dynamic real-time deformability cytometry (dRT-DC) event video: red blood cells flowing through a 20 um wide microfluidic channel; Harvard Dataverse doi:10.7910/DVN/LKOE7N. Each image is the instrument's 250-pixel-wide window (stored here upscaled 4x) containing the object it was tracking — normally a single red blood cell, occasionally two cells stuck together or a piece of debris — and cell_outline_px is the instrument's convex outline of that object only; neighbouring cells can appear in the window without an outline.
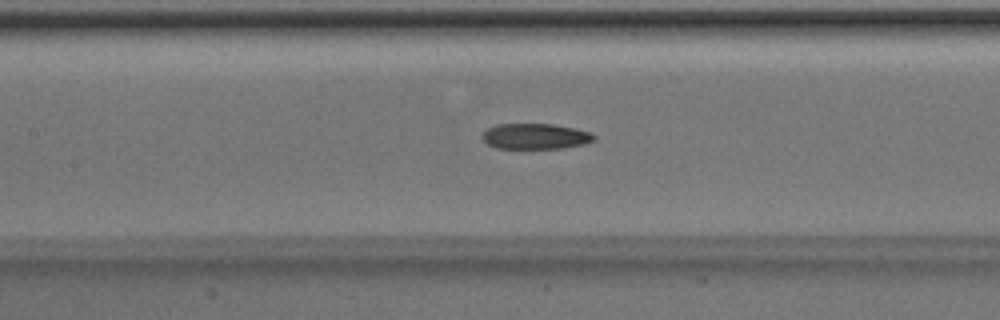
{"species": "Egyptian fruit bat (a non-hibernating species)", "species_latin": "Rousettus aegyptiacus", "temperature_condition": "room temperature", "stored_images_in_passage": 29, "camera_frame_rate_fps": 3000, "um_per_image_px": 0.085, "animal": {"sex": "male"}, "frame": {"image": 1, "passage_image": 8, "time_ms": 2.333, "image_size_px": [1000, 320], "cell_outline_px": [[596, 140], [584, 144], [564, 148], [496, 148], [488, 144], [480, 136], [488, 128], [496, 124], [552, 124], [576, 128], [592, 132], [596, 136]], "centroid_in_image_um": [45.55, 11.58], "position_along_channel_um": 161.9, "area_um2": 16.82}}
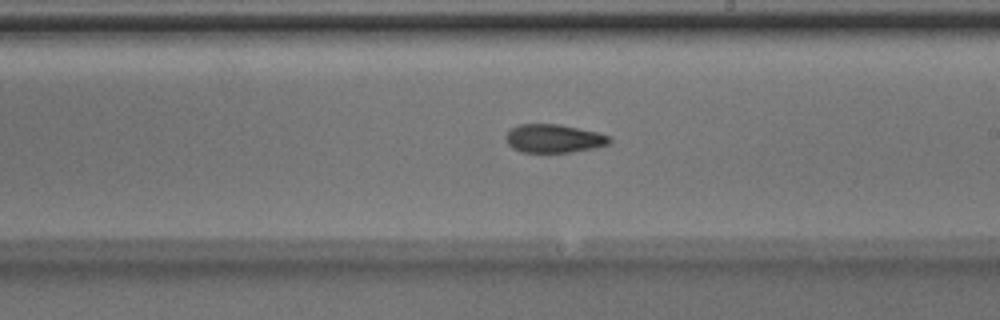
{"frame": {"image": 2, "passage_image": 14, "time_ms": 4.333, "image_size_px": [1000, 320], "cell_outline_px": [[612, 140], [608, 144], [596, 148], [572, 152], [520, 152], [512, 148], [504, 140], [504, 136], [512, 128], [520, 124], [560, 124], [596, 132], [612, 136]], "centroid_in_image_um": [47.07, 11.78], "position_along_channel_um": 241.9, "area_um2": 17.34}}
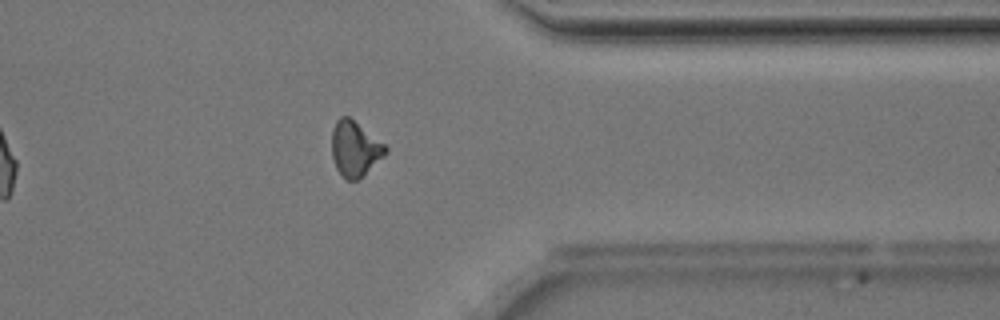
{"frame": {"image": 3, "passage_image": 25, "time_ms": 8.0, "image_size_px": [1000, 320], "cell_outline_px": [[388, 152], [384, 156], [356, 180], [348, 180], [336, 168], [332, 156], [332, 128], [336, 120], [340, 116], [348, 116], [384, 144], [388, 148]], "centroid_in_image_um": [30.15, 12.61], "position_along_channel_um": 381.3, "area_um2": 16.88}, "authors_computed_cell_mechanics": {"area_um2": 17.3978, "velocity_mm_per_s": 4.0182, "shape_relaxation_time_tau1_ms": 7.2953, "shape_relaxation_time_tau2_ms": 5.4279, "deformation_change_tau1": 0.1997, "deformation_change_tau2": 0.1427}}